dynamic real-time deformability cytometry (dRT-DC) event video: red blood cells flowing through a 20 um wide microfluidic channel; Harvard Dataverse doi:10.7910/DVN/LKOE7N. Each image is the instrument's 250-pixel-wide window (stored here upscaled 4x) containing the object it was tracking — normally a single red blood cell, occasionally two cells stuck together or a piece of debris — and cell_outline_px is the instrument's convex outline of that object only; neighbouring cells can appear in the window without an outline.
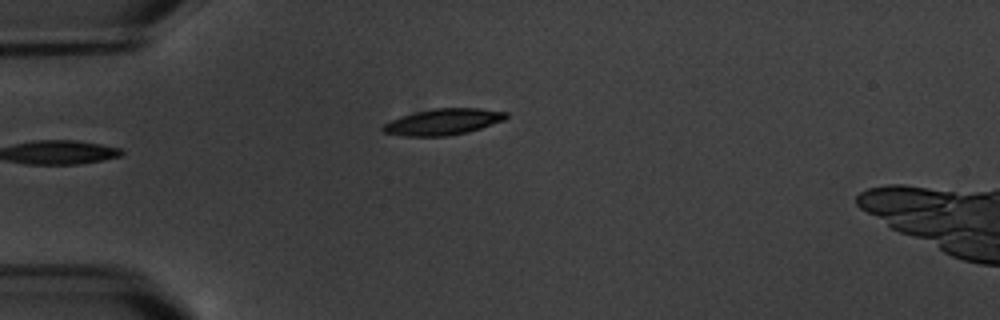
{"species": "common noctule bat (a hibernating species)", "species_latin": "Nyctalus noctula", "temperature_condition": "warm", "stored_images_in_passage": 4, "camera_frame_rate_fps": 3000, "um_per_image_px": 0.085, "animal": {"sex": "male", "body_mass_g": 20.1, "forearm_length_mm": 53.5}, "frame": {"image": 1, "passage_image": 4, "time_ms": 3.333, "image_size_px": [1000, 320], "cell_outline_px": [[508, 116], [504, 120], [468, 132], [448, 136], [404, 136], [384, 132], [380, 128], [384, 124], [400, 116], [432, 108], [480, 108], [508, 112]], "centroid_in_image_um": [37.67, 10.35], "position_along_channel_um": 47.3, "area_um2": 18.79}}